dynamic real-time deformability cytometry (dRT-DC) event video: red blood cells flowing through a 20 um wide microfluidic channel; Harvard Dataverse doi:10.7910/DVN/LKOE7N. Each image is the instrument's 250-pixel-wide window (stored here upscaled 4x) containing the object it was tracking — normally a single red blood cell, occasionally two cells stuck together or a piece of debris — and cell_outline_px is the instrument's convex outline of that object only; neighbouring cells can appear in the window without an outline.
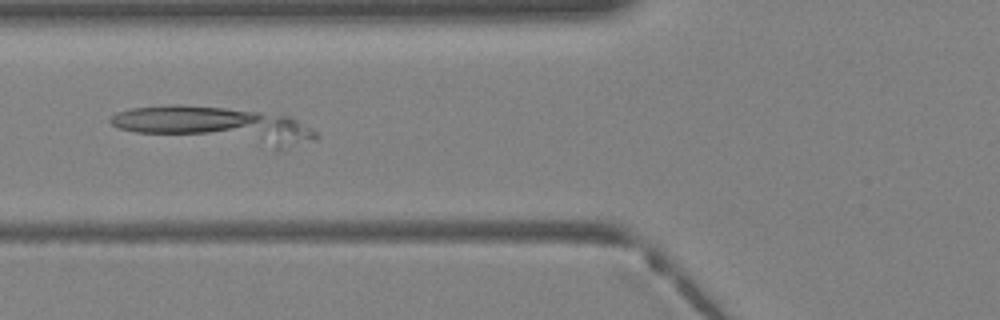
{"species": "Egyptian fruit bat (a non-hibernating species)", "species_latin": "Rousettus aegyptiacus", "temperature_condition": "warm", "stored_images_in_passage": 42, "segment_of_instrument_passage": [1, 2], "camera_frame_rate_fps": 3000, "um_per_image_px": 0.085, "animal": {"sex": "female"}, "frame": {"image": 1, "passage_image": 17, "time_ms": 5.333, "image_size_px": [1000, 320], "cell_outline_px": [[320, 136], [316, 140], [312, 140], [136, 132], [120, 128], [112, 124], [108, 120], [116, 112], [132, 108], [172, 104], [180, 104], [224, 108], [260, 112], [288, 116], [296, 120], [316, 132]], "centroid_in_image_um": [17.92, 10.4], "position_along_channel_um": 107.9, "area_um2": 36.47}}